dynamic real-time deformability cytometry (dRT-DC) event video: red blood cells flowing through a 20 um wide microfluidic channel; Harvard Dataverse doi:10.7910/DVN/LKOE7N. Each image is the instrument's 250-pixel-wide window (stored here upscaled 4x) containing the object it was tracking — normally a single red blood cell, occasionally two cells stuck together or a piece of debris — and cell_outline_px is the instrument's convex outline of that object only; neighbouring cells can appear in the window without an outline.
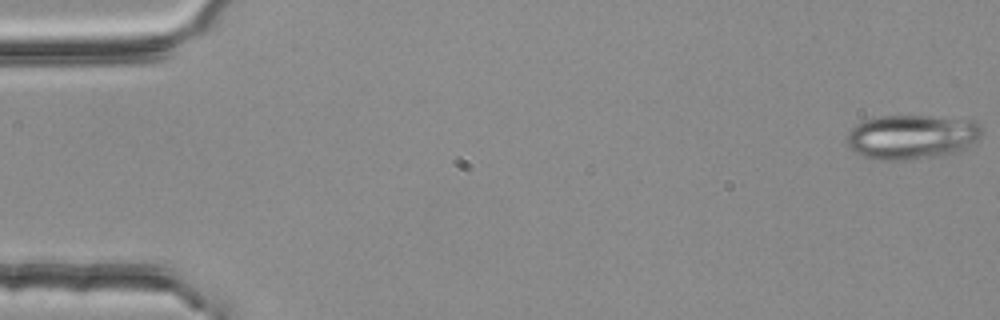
{"species": "common noctule bat (a hibernating species)", "species_latin": "Nyctalus noctula", "temperature_condition": "room temperature", "stored_images_in_passage": 54, "camera_frame_rate_fps": 3000, "um_per_image_px": 0.085, "animal": {"sex": "female", "body_mass_g": 25.1}, "frame": {"image": 1, "passage_image": 1, "time_ms": 0.0, "image_size_px": [1000, 320], "cell_outline_px": [[984, 132], [976, 140], [952, 152], [932, 156], [900, 160], [876, 160], [864, 156], [848, 148], [848, 132], [856, 124], [864, 120], [880, 116], [928, 116], [972, 120], [980, 124]], "centroid_in_image_um": [77.45, 11.61], "position_along_channel_um": 7.5, "area_um2": 34.39}}
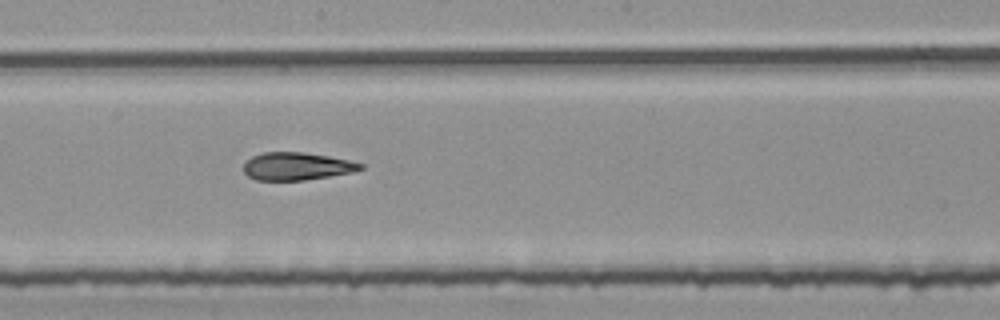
{"frame": {"image": 2, "passage_image": 30, "time_ms": 9.667, "image_size_px": [1000, 320], "cell_outline_px": [[364, 168], [352, 172], [304, 180], [256, 180], [248, 176], [244, 172], [244, 164], [252, 156], [264, 152], [304, 152], [328, 156], [348, 160], [364, 164]], "centroid_in_image_um": [25.22, 14.13], "position_along_channel_um": 223.0, "area_um2": 18.73}}
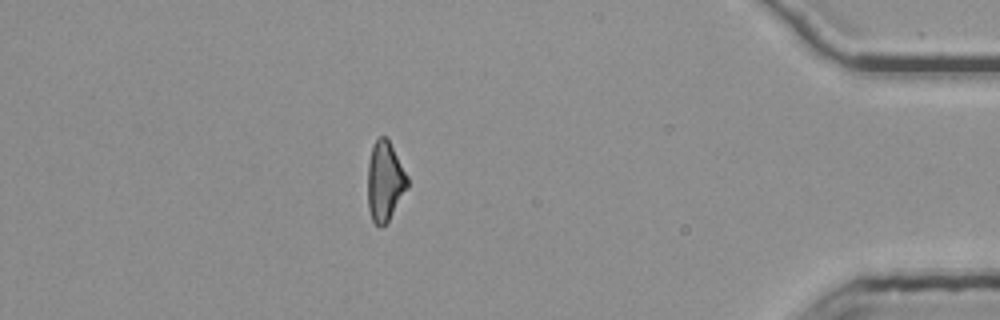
{"frame": {"image": 3, "passage_image": 48, "time_ms": 15.667, "image_size_px": [1000, 320], "cell_outline_px": [[408, 188], [388, 220], [380, 228], [372, 220], [368, 208], [368, 164], [372, 144], [380, 136], [388, 136], [408, 176]], "centroid_in_image_um": [32.72, 15.36], "position_along_channel_um": 402.5, "area_um2": 18.61}, "authors_computed_cell_mechanics": {"area_um2": 19.5364, "velocity_mm_per_s": 3.7695, "shape_relaxation_time_tau1_ms": 9.8845, "shape_relaxation_time_tau2_ms": 3.7717, "deformation_change_tau1": 0.254, "deformation_change_tau2": 0.1471}}